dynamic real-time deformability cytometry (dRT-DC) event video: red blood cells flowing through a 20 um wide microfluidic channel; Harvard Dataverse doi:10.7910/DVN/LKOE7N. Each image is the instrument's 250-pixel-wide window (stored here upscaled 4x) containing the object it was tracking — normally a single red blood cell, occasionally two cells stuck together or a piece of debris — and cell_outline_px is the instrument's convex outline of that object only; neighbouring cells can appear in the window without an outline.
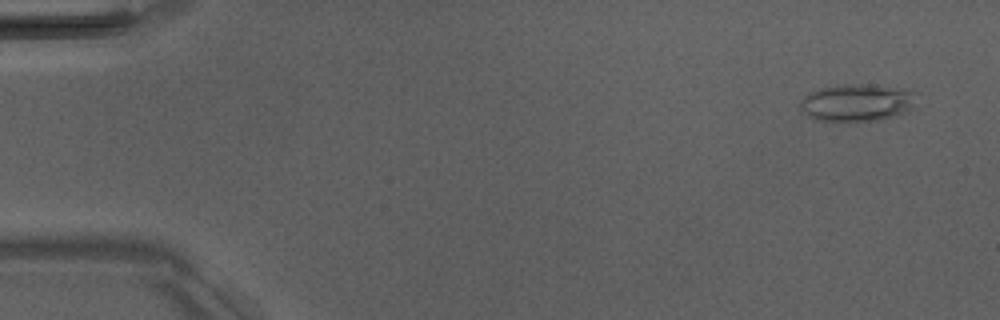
{"species": "Egyptian fruit bat (a non-hibernating species)", "species_latin": "Rousettus aegyptiacus", "temperature_condition": "room temperature", "stored_images_in_passage": 6, "camera_frame_rate_fps": 3000, "um_per_image_px": 0.085, "animal": {"sex": "male"}, "frame": {"image": 1, "passage_image": 1, "time_ms": 0.0, "image_size_px": [1000, 320], "cell_outline_px": [[916, 108], [892, 116], [876, 120], [848, 124], [812, 120], [800, 108], [800, 100], [804, 96], [820, 88], [844, 84], [860, 84], [904, 88], [912, 92]], "centroid_in_image_um": [72.79, 8.77], "position_along_channel_um": 12.2, "area_um2": 25.84}}